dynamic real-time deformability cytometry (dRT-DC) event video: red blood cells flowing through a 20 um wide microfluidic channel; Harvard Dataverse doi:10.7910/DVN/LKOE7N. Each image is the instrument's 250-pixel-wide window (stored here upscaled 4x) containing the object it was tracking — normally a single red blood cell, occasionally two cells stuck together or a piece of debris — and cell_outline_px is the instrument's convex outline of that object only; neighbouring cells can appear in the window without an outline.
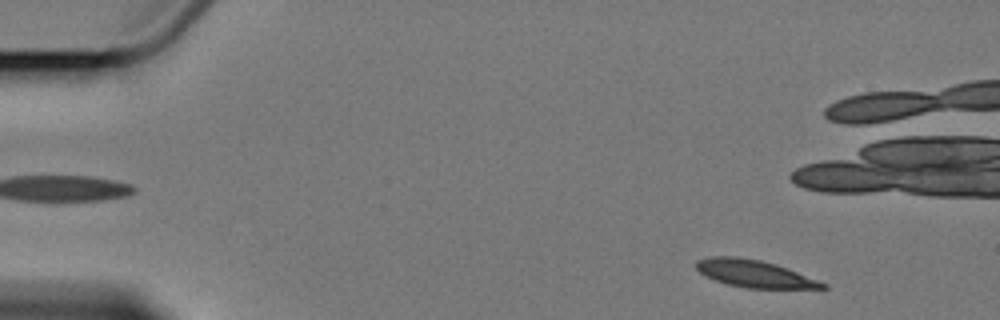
{"species": "Egyptian fruit bat (a non-hibernating species)", "species_latin": "Rousettus aegyptiacus", "temperature_condition": "cold", "stored_images_in_passage": 15, "camera_frame_rate_fps": 3000, "um_per_image_px": 0.085, "animal": {"sex": "female"}, "frame": {"image": 1, "passage_image": 1, "time_ms": 0.0, "image_size_px": [1000, 320], "cell_outline_px": [[828, 288], [744, 288], [728, 284], [716, 280], [700, 272], [696, 268], [696, 260], [712, 256], [736, 256], [760, 260], [796, 272], [828, 284]], "centroid_in_image_um": [64.08, 23.26], "position_along_channel_um": 20.9, "area_um2": 19.59}}